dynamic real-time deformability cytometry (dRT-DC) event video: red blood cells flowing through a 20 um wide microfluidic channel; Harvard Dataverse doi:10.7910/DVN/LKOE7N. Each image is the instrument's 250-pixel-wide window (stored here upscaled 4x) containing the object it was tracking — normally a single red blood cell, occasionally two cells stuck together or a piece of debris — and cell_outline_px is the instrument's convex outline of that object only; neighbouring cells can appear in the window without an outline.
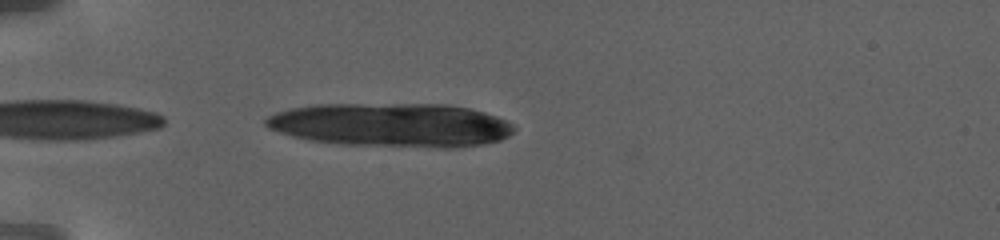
{"species": "human", "species_latin": "Homo sapiens", "temperature_condition": "warm", "stored_images_in_passage": 40, "camera_frame_rate_fps": 3000, "um_per_image_px": 0.085, "donor": {"sex": "female"}, "frame": {"image": 1, "passage_image": 2, "time_ms": 0.333, "image_size_px": [1000, 240], "cell_outline_px": [[516, 128], [508, 136], [500, 140], [484, 144], [456, 148], [444, 148], [340, 144], [308, 140], [292, 136], [268, 128], [264, 124], [264, 120], [268, 116], [276, 112], [288, 108], [316, 104], [448, 104], [468, 108], [484, 112], [496, 116], [512, 124]], "centroid_in_image_um": [33.25, 10.62], "position_along_channel_um": 51.7, "area_um2": 63.81}}
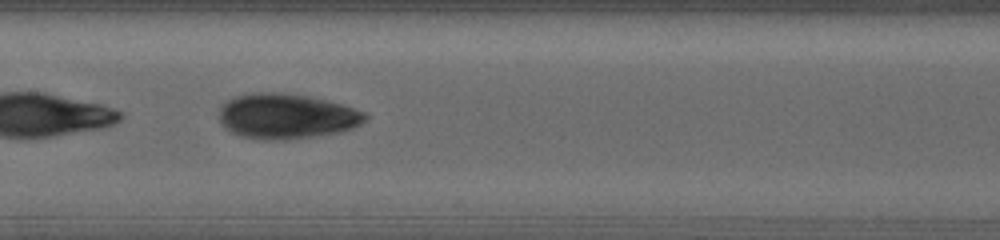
{"frame": {"image": 2, "passage_image": 15, "time_ms": 6.333, "image_size_px": [1000, 240], "cell_outline_px": [[368, 116], [360, 124], [352, 128], [340, 132], [316, 136], [284, 140], [264, 140], [240, 136], [224, 128], [220, 124], [220, 104], [232, 96], [252, 92], [284, 92], [308, 96], [340, 104], [368, 112]], "centroid_in_image_um": [24.31, 9.87], "position_along_channel_um": 183.1, "area_um2": 38.9}}
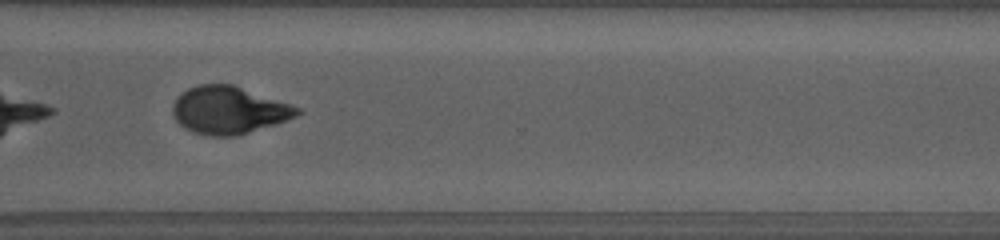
{"frame": {"image": 3, "passage_image": 28, "time_ms": 12.333, "image_size_px": [1000, 240], "cell_outline_px": [[304, 112], [296, 116], [276, 124], [236, 136], [208, 136], [192, 132], [184, 128], [176, 120], [172, 112], [172, 108], [176, 100], [188, 88], [196, 84], [232, 84], [292, 104], [300, 108]], "centroid_in_image_um": [19.47, 9.37], "position_along_channel_um": 351.1, "area_um2": 34.51}, "authors_computed_cell_mechanics": {"area_um2": 36.414, "velocity_mm_per_s": 2.8044, "shape_relaxation_time_tau1_ms": 6.4422, "shape_relaxation_time_tau2_ms": 2.7079, "deformation_change_tau1": 0.1598, "deformation_change_tau2": 0.0661}}